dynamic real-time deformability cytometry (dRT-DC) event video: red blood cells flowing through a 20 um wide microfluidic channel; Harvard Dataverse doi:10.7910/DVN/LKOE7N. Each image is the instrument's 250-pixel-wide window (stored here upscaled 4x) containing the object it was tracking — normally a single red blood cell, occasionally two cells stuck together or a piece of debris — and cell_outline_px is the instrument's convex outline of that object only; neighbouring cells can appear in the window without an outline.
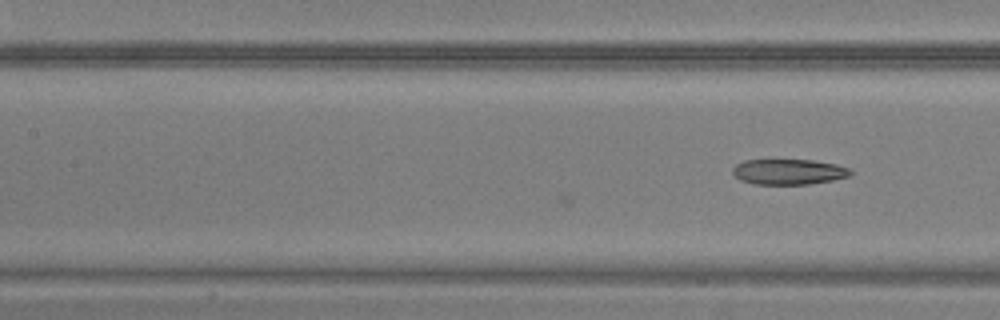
{"species": "common noctule bat (a hibernating species)", "species_latin": "Nyctalus noctula", "temperature_condition": "warm", "stored_images_in_passage": 6, "camera_frame_rate_fps": 3000, "um_per_image_px": 0.085, "animal": {"sex": "male", "body_mass_g": 20.5, "forearm_length_mm": 52.5}, "frame": {"image": 1, "passage_image": 6, "time_ms": 1.667, "image_size_px": [1000, 320], "cell_outline_px": [[852, 172], [848, 176], [832, 180], [808, 184], [752, 184], [740, 180], [732, 172], [732, 168], [736, 164], [744, 160], [812, 160], [836, 164], [848, 168]], "centroid_in_image_um": [66.99, 14.6], "position_along_channel_um": 140.4, "area_um2": 17.4}}